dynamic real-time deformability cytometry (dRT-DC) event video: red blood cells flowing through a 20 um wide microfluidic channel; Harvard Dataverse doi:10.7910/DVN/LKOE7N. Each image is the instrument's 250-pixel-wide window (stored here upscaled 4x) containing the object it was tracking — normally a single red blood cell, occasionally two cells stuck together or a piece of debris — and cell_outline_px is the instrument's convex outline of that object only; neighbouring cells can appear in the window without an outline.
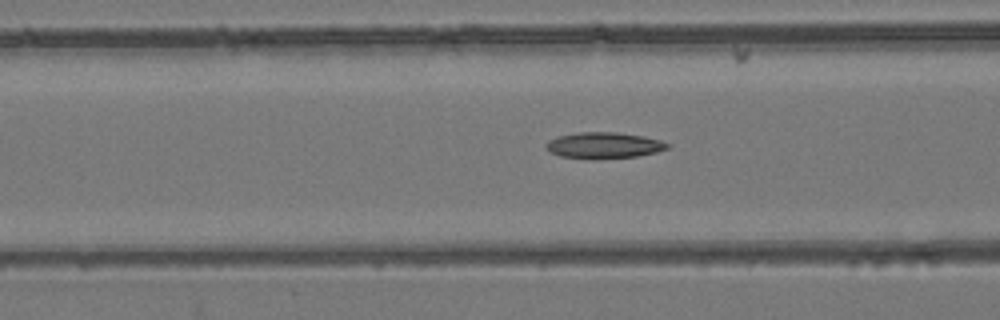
{"species": "common noctule bat (a hibernating species)", "species_latin": "Nyctalus noctula", "temperature_condition": "room temperature", "stored_images_in_passage": 51, "camera_frame_rate_fps": 3000, "um_per_image_px": 0.085, "animal": {"sex": "female", "body_mass_g": 24.6, "forearm_length_mm": 56.2}, "frame": {"image": 1, "passage_image": 18, "time_ms": 5.667, "image_size_px": [1000, 320], "cell_outline_px": [[672, 144], [668, 148], [656, 152], [636, 156], [592, 160], [560, 156], [552, 152], [544, 144], [548, 140], [560, 136], [580, 132], [616, 132], [644, 136], [660, 140]], "centroid_in_image_um": [51.35, 12.36], "position_along_channel_um": 115.2, "area_um2": 18.55}}
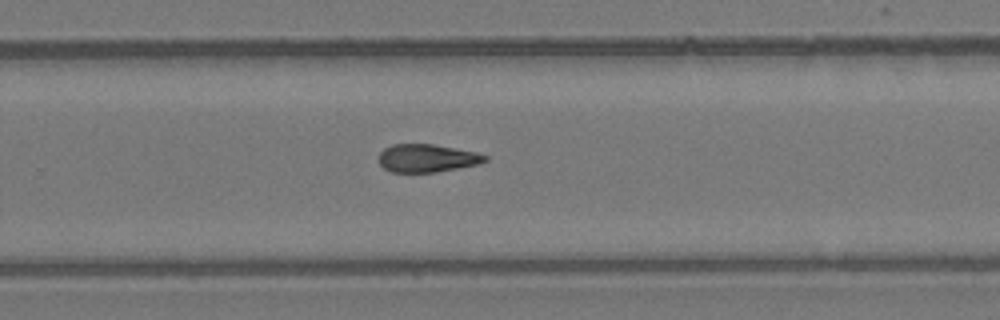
{"frame": {"image": 2, "passage_image": 32, "time_ms": 10.333, "image_size_px": [1000, 320], "cell_outline_px": [[488, 160], [476, 164], [436, 172], [392, 172], [384, 168], [380, 164], [380, 152], [384, 148], [392, 144], [432, 144], [476, 152], [488, 156]], "centroid_in_image_um": [36.28, 13.44], "position_along_channel_um": 293.5, "area_um2": 17.11}}
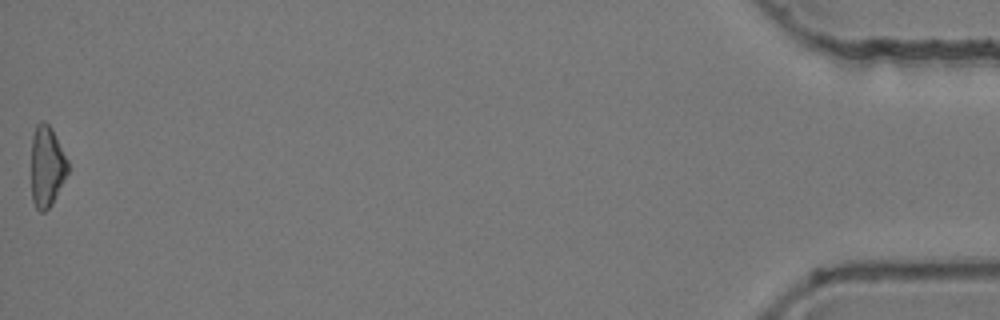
{"frame": {"image": 3, "passage_image": 51, "time_ms": 16.667, "image_size_px": [1000, 320], "cell_outline_px": [[68, 172], [52, 204], [44, 212], [40, 212], [36, 208], [32, 200], [32, 136], [36, 124], [40, 120], [44, 120], [52, 128], [68, 160]], "centroid_in_image_um": [3.98, 14.12], "position_along_channel_um": 431.2, "area_um2": 17.28}}